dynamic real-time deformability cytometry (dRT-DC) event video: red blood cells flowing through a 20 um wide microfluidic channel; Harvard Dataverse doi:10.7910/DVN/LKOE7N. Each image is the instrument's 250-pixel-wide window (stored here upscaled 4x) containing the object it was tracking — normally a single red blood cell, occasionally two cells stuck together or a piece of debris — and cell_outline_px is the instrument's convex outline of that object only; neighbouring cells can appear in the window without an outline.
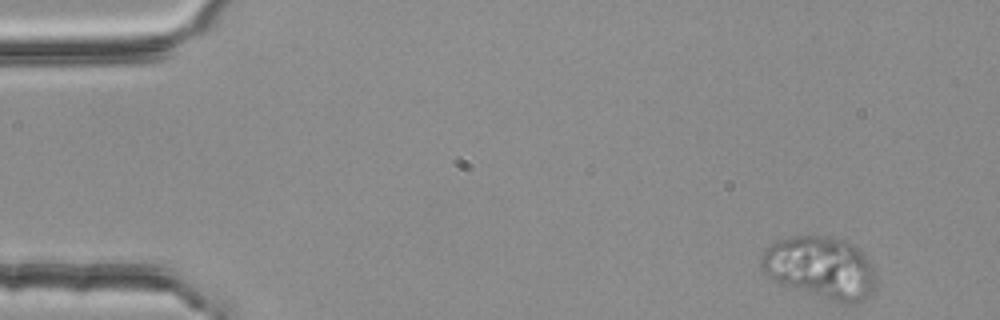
{"species": "common noctule bat (a hibernating species)", "species_latin": "Nyctalus noctula", "temperature_condition": "room temperature", "stored_images_in_passage": 3, "camera_frame_rate_fps": 3000, "um_per_image_px": 0.085, "animal": {"sex": "female", "body_mass_g": 25.1}, "frame": {"image": 1, "passage_image": 1, "time_ms": 0.0, "image_size_px": [1000, 320], "cell_outline_px": [[876, 284], [872, 292], [868, 296], [852, 304], [844, 304], [780, 284], [768, 276], [760, 268], [760, 256], [764, 248], [776, 240], [812, 232], [844, 240], [852, 244], [868, 260], [876, 276]], "centroid_in_image_um": [69.69, 22.71], "position_along_channel_um": 15.3, "area_um2": 42.02}}
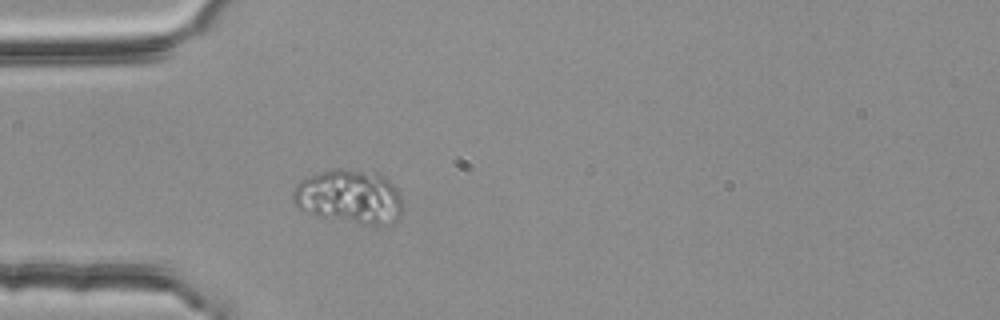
{"frame": {"image": 2, "passage_image": 3, "time_ms": 0.667, "image_size_px": [1000, 320], "cell_outline_px": [[404, 208], [400, 216], [396, 220], [388, 224], [360, 224], [316, 216], [304, 212], [296, 208], [292, 204], [292, 188], [300, 180], [336, 168], [344, 168], [380, 172], [400, 192]], "centroid_in_image_um": [29.69, 16.72], "position_along_channel_um": 55.3, "area_um2": 35.26}}